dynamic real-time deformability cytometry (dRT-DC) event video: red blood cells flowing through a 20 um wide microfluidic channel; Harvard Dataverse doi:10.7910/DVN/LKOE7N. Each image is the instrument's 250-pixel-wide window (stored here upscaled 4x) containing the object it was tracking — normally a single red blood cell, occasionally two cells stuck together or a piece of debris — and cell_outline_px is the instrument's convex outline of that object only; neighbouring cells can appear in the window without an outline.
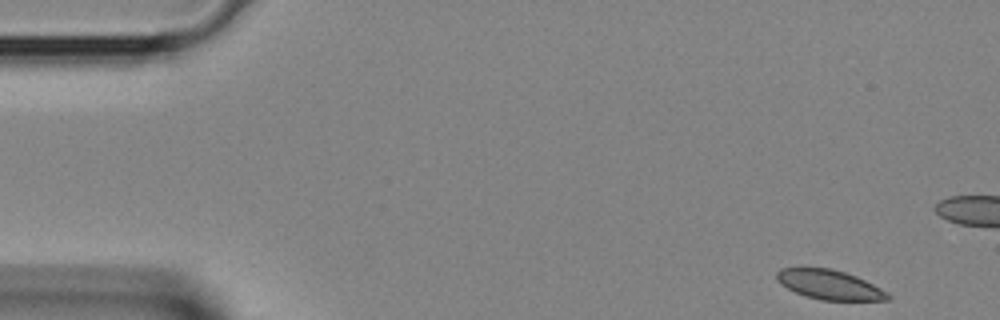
{"species": "Egyptian fruit bat (a non-hibernating species)", "species_latin": "Rousettus aegyptiacus", "temperature_condition": "room temperature", "stored_images_in_passage": 9, "camera_frame_rate_fps": 3000, "um_per_image_px": 0.085, "animal": {"sex": "female"}, "frame": {"image": 1, "passage_image": 1, "time_ms": 0.0, "image_size_px": [1000, 320], "cell_outline_px": [[892, 296], [888, 300], [820, 300], [804, 296], [780, 284], [776, 280], [776, 272], [780, 268], [832, 268], [856, 276], [888, 292]], "centroid_in_image_um": [70.49, 24.2], "position_along_channel_um": 14.5, "area_um2": 19.07}}